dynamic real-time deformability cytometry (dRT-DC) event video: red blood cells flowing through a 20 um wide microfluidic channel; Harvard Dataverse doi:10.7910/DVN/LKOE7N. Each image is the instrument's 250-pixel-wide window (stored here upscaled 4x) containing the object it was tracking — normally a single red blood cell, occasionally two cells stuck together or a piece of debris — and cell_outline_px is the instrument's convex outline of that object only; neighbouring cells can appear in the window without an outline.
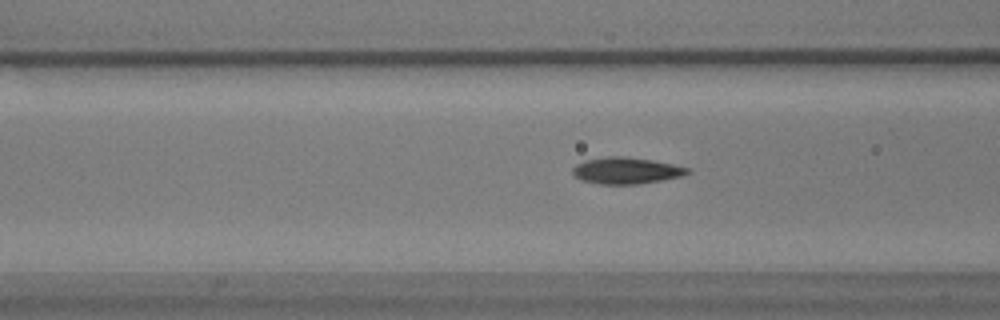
{"species": "common noctule bat (a hibernating species)", "species_latin": "Nyctalus noctula", "temperature_condition": "warm", "stored_images_in_passage": 26, "camera_frame_rate_fps": 3000, "um_per_image_px": 0.085, "animal": {"sex": "male", "body_mass_g": 17.9}, "frame": {"image": 1, "passage_image": 6, "time_ms": 1.667, "image_size_px": [1000, 320], "cell_outline_px": [[692, 172], [680, 176], [660, 180], [636, 184], [600, 184], [584, 180], [572, 176], [572, 168], [576, 164], [584, 160], [604, 156], [624, 156], [652, 160], [692, 168]], "centroid_in_image_um": [53.21, 14.48], "position_along_channel_um": 113.4, "area_um2": 17.8}}
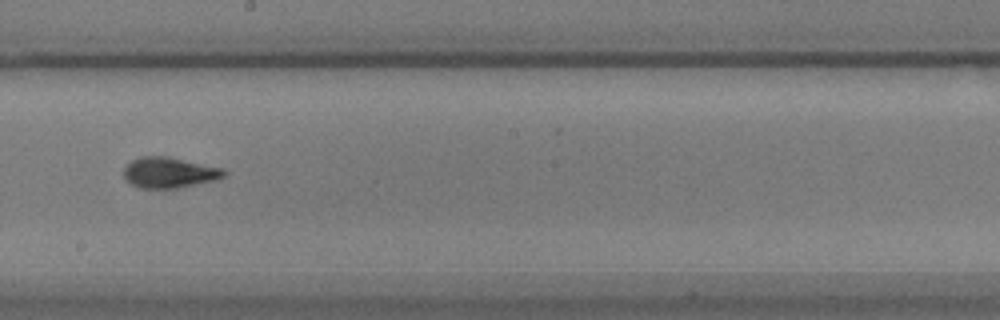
{"frame": {"image": 2, "passage_image": 16, "time_ms": 5.0, "image_size_px": [1000, 320], "cell_outline_px": [[228, 172], [224, 176], [212, 180], [176, 188], [140, 188], [132, 184], [124, 176], [124, 168], [132, 160], [140, 156], [168, 156], [224, 168]], "centroid_in_image_um": [14.39, 14.65], "position_along_channel_um": 233.8, "area_um2": 17.74}}
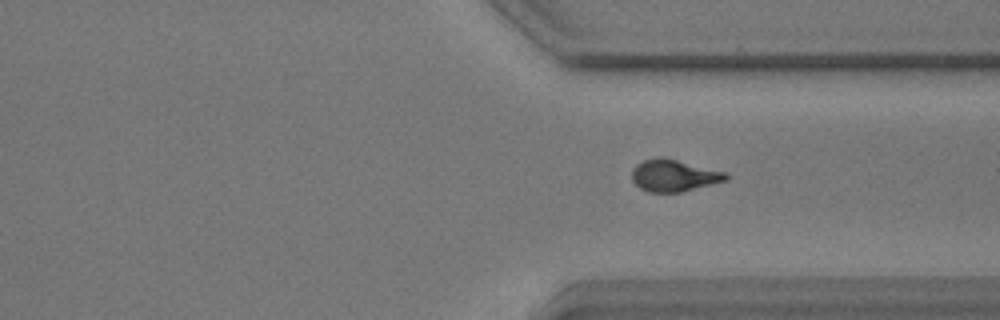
{"frame": {"image": 3, "passage_image": 26, "time_ms": 8.333, "image_size_px": [1000, 320], "cell_outline_px": [[728, 180], [684, 192], [648, 192], [640, 188], [632, 180], [632, 168], [636, 164], [644, 160], [660, 156], [728, 172]], "centroid_in_image_um": [57.3, 14.92], "position_along_channel_um": 354.1, "area_um2": 17.69}}